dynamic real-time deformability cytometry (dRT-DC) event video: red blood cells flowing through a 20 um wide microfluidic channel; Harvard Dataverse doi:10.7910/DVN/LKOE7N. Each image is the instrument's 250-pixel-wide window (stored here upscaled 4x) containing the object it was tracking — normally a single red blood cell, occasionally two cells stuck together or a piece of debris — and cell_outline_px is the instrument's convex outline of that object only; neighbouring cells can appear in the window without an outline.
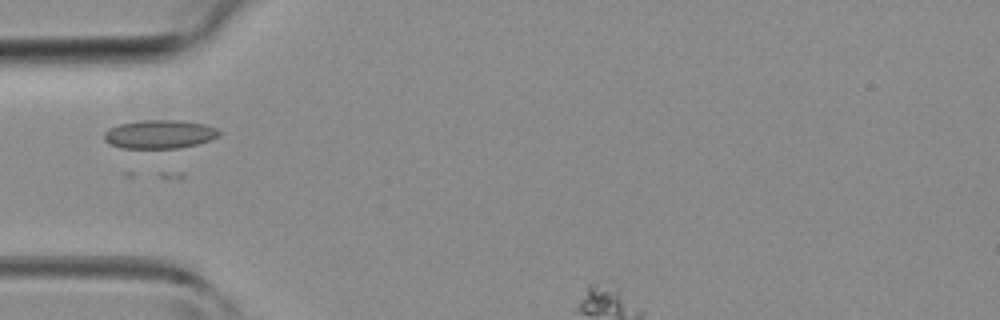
{"species": "common noctule bat (a hibernating species)", "species_latin": "Nyctalus noctula", "temperature_condition": "room temperature", "stored_images_in_passage": 27, "camera_frame_rate_fps": 3000, "um_per_image_px": 0.085, "animal": {"sex": "female", "body_mass_g": 19.3, "forearm_length_mm": 54.1}, "frame": {"image": 1, "passage_image": 1, "time_ms": 0.0, "image_size_px": [1000, 320], "cell_outline_px": [[220, 136], [196, 144], [180, 148], [120, 148], [104, 140], [104, 132], [108, 128], [120, 124], [144, 120], [180, 120], [204, 124], [216, 128], [220, 132]], "centroid_in_image_um": [13.55, 11.41], "position_along_channel_um": 71.4, "area_um2": 19.07}}
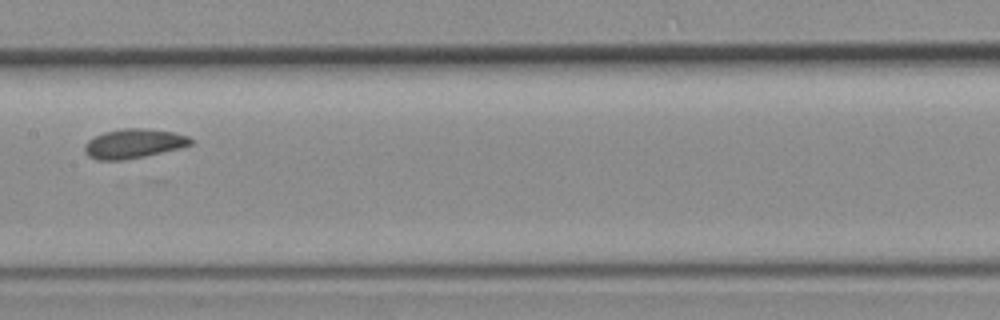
{"frame": {"image": 2, "passage_image": 9, "time_ms": 2.667, "image_size_px": [1000, 320], "cell_outline_px": [[192, 144], [180, 148], [144, 156], [124, 160], [96, 160], [88, 156], [84, 152], [84, 144], [88, 140], [104, 132], [124, 128], [140, 128], [172, 132], [188, 136], [192, 140]], "centroid_in_image_um": [11.32, 12.21], "position_along_channel_um": 196.1, "area_um2": 18.03}}
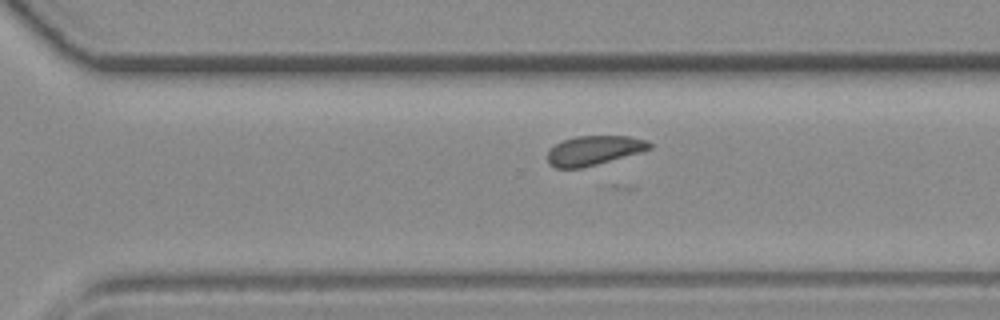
{"frame": {"image": 3, "passage_image": 17, "time_ms": 5.333, "image_size_px": [1000, 320], "cell_outline_px": [[652, 148], [640, 152], [596, 164], [580, 168], [556, 168], [548, 164], [548, 152], [556, 144], [564, 140], [576, 136], [628, 136], [644, 140], [652, 144]], "centroid_in_image_um": [50.47, 12.78], "position_along_channel_um": 320.1, "area_um2": 17.17}}